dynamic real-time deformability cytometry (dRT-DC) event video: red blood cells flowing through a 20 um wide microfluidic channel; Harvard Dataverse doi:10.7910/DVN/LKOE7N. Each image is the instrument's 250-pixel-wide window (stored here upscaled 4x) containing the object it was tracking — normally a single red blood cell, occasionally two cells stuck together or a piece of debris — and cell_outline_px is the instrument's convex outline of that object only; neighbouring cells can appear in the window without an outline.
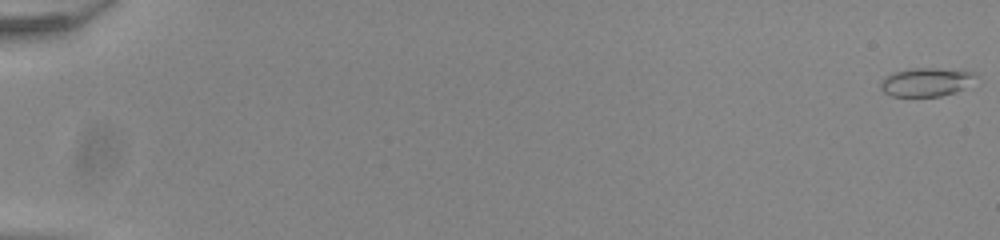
{"species": "common noctule bat (a hibernating species)", "species_latin": "Nyctalus noctula", "temperature_condition": "room temperature", "stored_images_in_passage": 55, "camera_frame_rate_fps": 3000, "um_per_image_px": 0.085, "animal": {"sex": "male", "body_mass_g": 20.0, "forearm_length_mm": 53.3}, "frame": {"image": 1, "passage_image": 1, "time_ms": 0.0, "image_size_px": [1000, 240], "cell_outline_px": [[976, 76], [964, 88], [956, 92], [940, 96], [892, 96], [884, 92], [880, 88], [880, 84], [884, 76], [896, 72], [912, 68], [936, 68], [976, 72]], "centroid_in_image_um": [78.7, 6.97], "position_along_channel_um": 6.3, "area_um2": 15.66}}
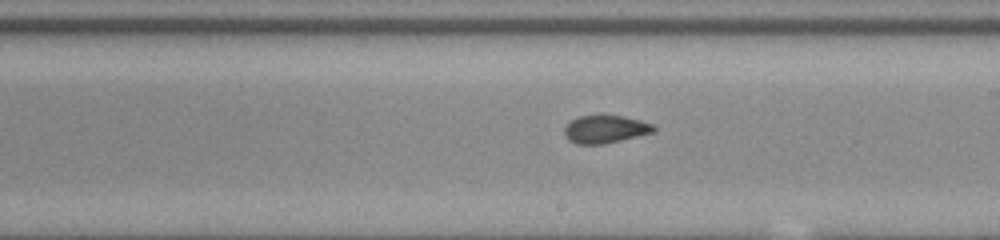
{"frame": {"image": 2, "passage_image": 34, "time_ms": 11.0, "image_size_px": [1000, 240], "cell_outline_px": [[656, 132], [604, 144], [576, 144], [568, 140], [564, 136], [564, 128], [572, 120], [580, 116], [624, 116], [640, 120], [652, 124], [656, 128]], "centroid_in_image_um": [51.46, 11.0], "position_along_channel_um": 237.5, "area_um2": 14.45}}
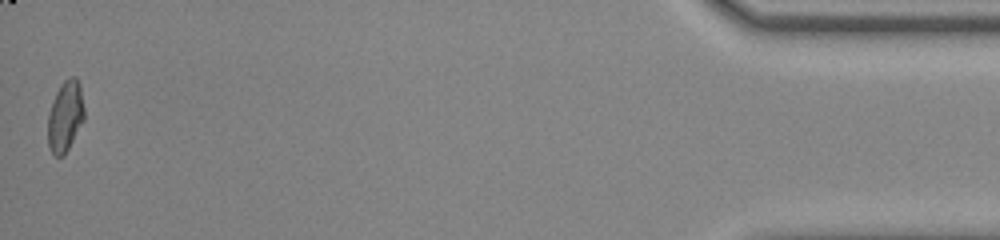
{"frame": {"image": 3, "passage_image": 55, "time_ms": 18.0, "image_size_px": [1000, 240], "cell_outline_px": [[84, 120], [64, 156], [56, 156], [52, 152], [48, 144], [48, 116], [52, 100], [60, 84], [64, 80], [72, 76], [76, 76], [80, 84], [84, 108]], "centroid_in_image_um": [5.55, 9.86], "position_along_channel_um": 429.6, "area_um2": 15.09}, "authors_computed_cell_mechanics": {"area_um2": 15.0858, "velocity_mm_per_s": 3.9111, "shape_relaxation_time_tau1_ms": null, "shape_relaxation_time_tau2_ms": 1.0978, "deformation_change_tau1": null, "deformation_change_tau2": 0.0725}}